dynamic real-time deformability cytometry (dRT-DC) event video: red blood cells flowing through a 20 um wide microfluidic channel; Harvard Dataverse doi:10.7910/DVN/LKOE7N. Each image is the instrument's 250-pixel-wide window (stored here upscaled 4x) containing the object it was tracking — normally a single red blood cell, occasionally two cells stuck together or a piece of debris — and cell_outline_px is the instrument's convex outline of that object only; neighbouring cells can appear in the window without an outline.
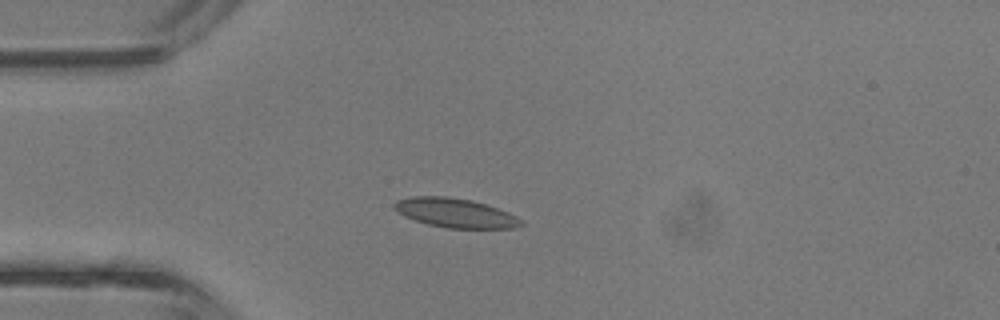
{"species": "common noctule bat (a hibernating species)", "species_latin": "Nyctalus noctula", "temperature_condition": "room temperature", "stored_images_in_passage": 3, "camera_frame_rate_fps": 3000, "um_per_image_px": 0.085, "animal": {"sex": "male", "body_mass_g": 13.3}, "frame": {"image": 1, "passage_image": 3, "time_ms": 0.667, "image_size_px": [1000, 320], "cell_outline_px": [[524, 224], [512, 228], [448, 228], [428, 224], [404, 216], [392, 208], [392, 204], [396, 200], [416, 196], [448, 196], [472, 200], [508, 212], [516, 216]], "centroid_in_image_um": [38.66, 18.09], "position_along_channel_um": 46.3, "area_um2": 21.44}}